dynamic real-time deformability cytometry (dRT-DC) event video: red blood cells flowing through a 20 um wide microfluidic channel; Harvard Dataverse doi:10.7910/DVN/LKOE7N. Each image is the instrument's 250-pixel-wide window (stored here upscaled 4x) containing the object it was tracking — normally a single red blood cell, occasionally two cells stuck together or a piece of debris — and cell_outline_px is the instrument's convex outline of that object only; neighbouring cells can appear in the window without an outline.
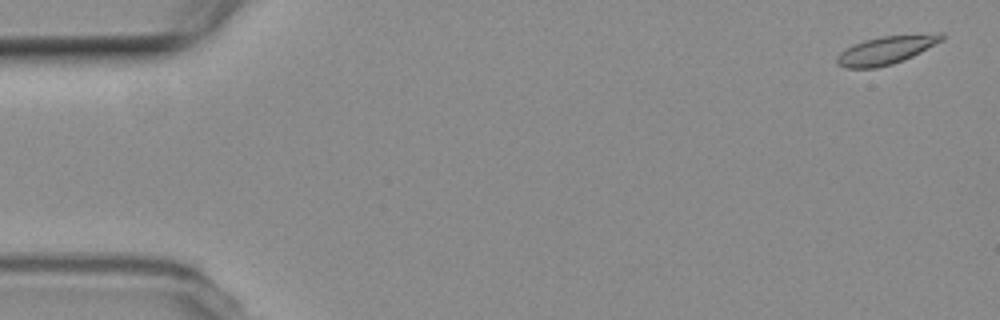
{"species": "common noctule bat (a hibernating species)", "species_latin": "Nyctalus noctula", "temperature_condition": "room temperature", "stored_images_in_passage": 6, "camera_frame_rate_fps": 3000, "um_per_image_px": 0.085, "animal": {"sex": "female", "body_mass_g": 19.3, "forearm_length_mm": 54.1}, "frame": {"image": 1, "passage_image": 1, "time_ms": 0.0, "image_size_px": [1000, 320], "cell_outline_px": [[944, 40], [904, 60], [892, 64], [876, 68], [844, 68], [836, 64], [836, 56], [840, 52], [864, 40], [880, 36], [940, 32], [944, 32]], "centroid_in_image_um": [75.36, 4.25], "position_along_channel_um": 9.6, "area_um2": 17.4}}
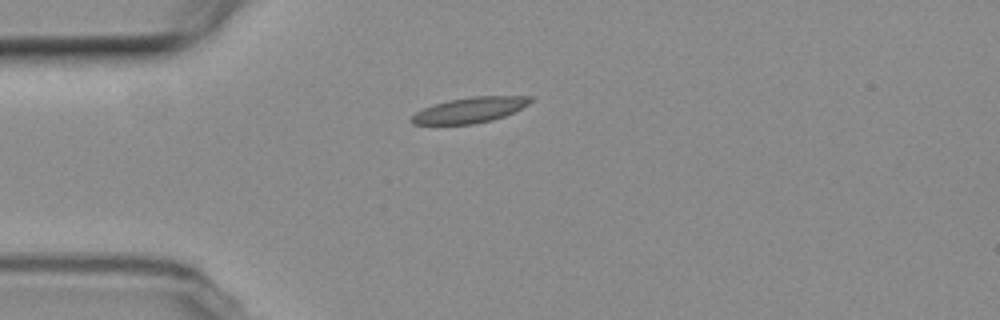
{"frame": {"image": 2, "passage_image": 4, "time_ms": 4.667, "image_size_px": [1000, 320], "cell_outline_px": [[536, 96], [528, 104], [504, 116], [492, 120], [472, 124], [412, 124], [408, 120], [416, 112], [432, 104], [448, 100], [472, 96]], "centroid_in_image_um": [39.91, 9.34], "position_along_channel_um": 45.1, "area_um2": 17.63}}
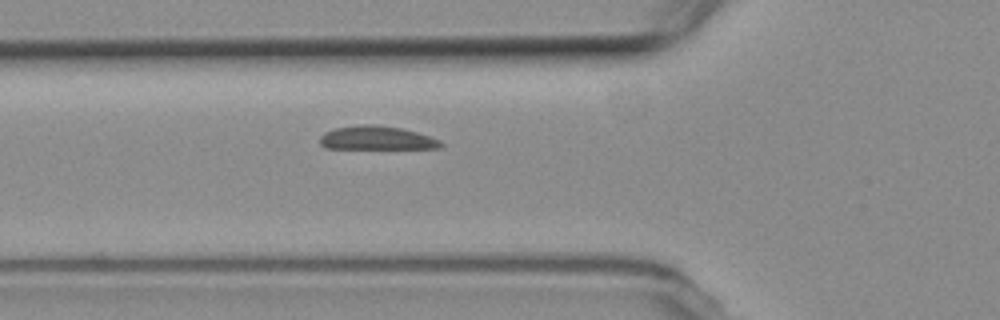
{"frame": {"image": 3, "passage_image": 6, "time_ms": 6.667, "image_size_px": [1000, 320], "cell_outline_px": [[444, 144], [440, 148], [324, 148], [320, 144], [320, 136], [324, 132], [336, 128], [360, 124], [376, 124], [404, 128], [440, 140]], "centroid_in_image_um": [32.0, 11.72], "position_along_channel_um": 93.8, "area_um2": 16.7}}